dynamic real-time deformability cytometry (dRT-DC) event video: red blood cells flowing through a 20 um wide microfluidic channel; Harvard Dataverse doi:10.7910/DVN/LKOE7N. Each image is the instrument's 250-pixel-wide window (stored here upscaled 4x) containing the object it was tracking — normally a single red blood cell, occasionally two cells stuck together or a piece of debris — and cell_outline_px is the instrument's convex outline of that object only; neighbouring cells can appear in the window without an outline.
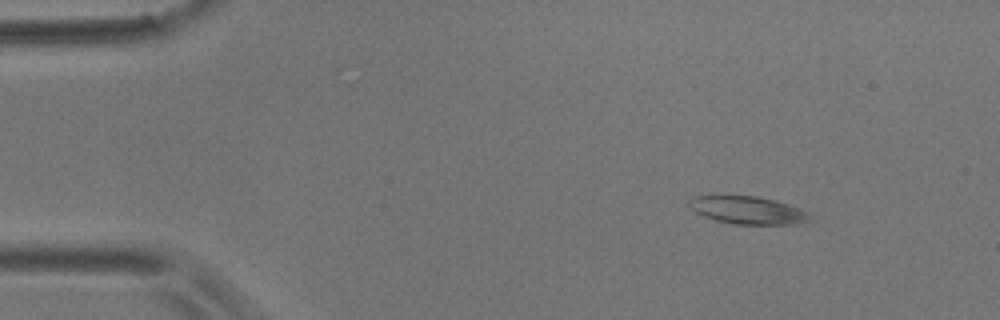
{"species": "common noctule bat (a hibernating species)", "species_latin": "Nyctalus noctula", "temperature_condition": "room temperature", "stored_images_in_passage": 4, "camera_frame_rate_fps": 3000, "um_per_image_px": 0.085, "animal": {"sex": "male", "body_mass_g": 17.9}, "frame": {"image": 1, "passage_image": 1, "time_ms": 0.0, "image_size_px": [1000, 320], "cell_outline_px": [[812, 212], [808, 220], [800, 224], [732, 224], [716, 220], [704, 216], [696, 212], [688, 204], [692, 196], [756, 196], [776, 200]], "centroid_in_image_um": [63.61, 17.87], "position_along_channel_um": 21.4, "area_um2": 19.48}}
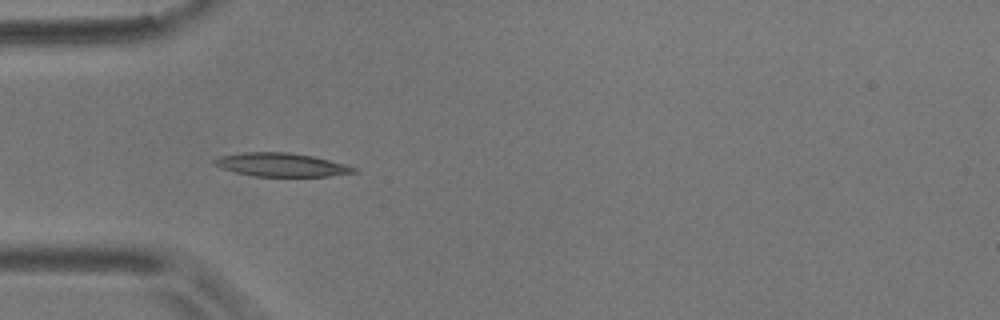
{"frame": {"image": 2, "passage_image": 3, "time_ms": 0.667, "image_size_px": [1000, 320], "cell_outline_px": [[360, 168], [356, 172], [328, 176], [252, 176], [220, 168], [212, 164], [212, 160], [220, 156], [244, 152], [288, 152], [312, 156]], "centroid_in_image_um": [23.88, 14.0], "position_along_channel_um": 61.1, "area_um2": 19.07}}
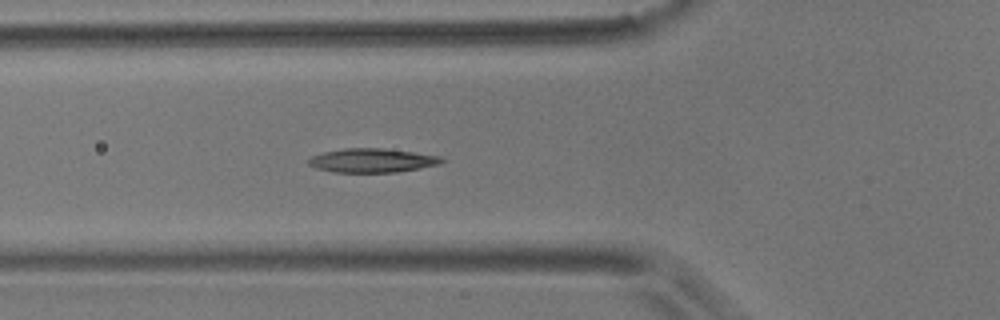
{"frame": {"image": 3, "passage_image": 4, "time_ms": 1.0, "image_size_px": [1000, 320], "cell_outline_px": [[444, 160], [440, 164], [420, 168], [396, 172], [332, 172], [316, 168], [308, 164], [308, 160], [312, 156], [324, 152], [344, 148], [384, 148], [440, 156]], "centroid_in_image_um": [31.62, 13.64], "position_along_channel_um": 94.2, "area_um2": 18.5}}